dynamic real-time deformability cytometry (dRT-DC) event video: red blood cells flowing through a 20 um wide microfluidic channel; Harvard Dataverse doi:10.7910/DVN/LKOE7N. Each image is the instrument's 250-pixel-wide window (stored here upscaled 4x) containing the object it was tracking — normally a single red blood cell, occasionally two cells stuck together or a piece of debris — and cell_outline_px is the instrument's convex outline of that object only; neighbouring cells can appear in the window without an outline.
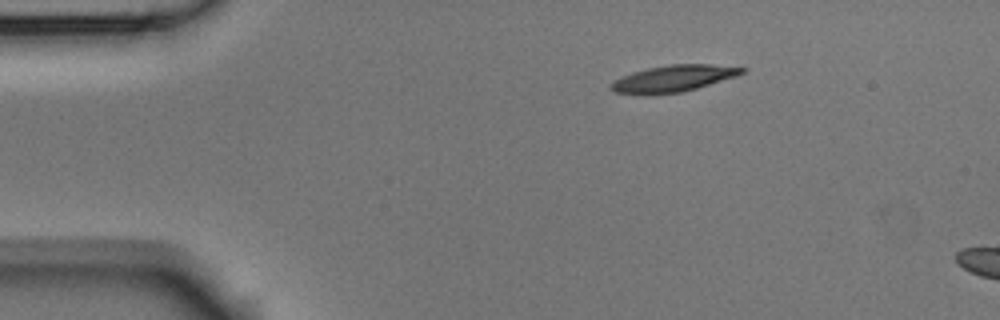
{"species": "Egyptian fruit bat (a non-hibernating species)", "species_latin": "Rousettus aegyptiacus", "temperature_condition": "room temperature", "stored_images_in_passage": 3, "camera_frame_rate_fps": 3000, "um_per_image_px": 0.085, "animal": {"sex": "male"}, "frame": {"image": 1, "passage_image": 1, "time_ms": 0.0, "image_size_px": [1000, 320], "cell_outline_px": [[748, 68], [744, 72], [736, 76], [696, 88], [680, 92], [616, 92], [612, 88], [612, 84], [616, 80], [632, 72], [648, 68], [668, 64], [712, 64]], "centroid_in_image_um": [57.36, 6.61], "position_along_channel_um": 27.6, "area_um2": 19.25}}